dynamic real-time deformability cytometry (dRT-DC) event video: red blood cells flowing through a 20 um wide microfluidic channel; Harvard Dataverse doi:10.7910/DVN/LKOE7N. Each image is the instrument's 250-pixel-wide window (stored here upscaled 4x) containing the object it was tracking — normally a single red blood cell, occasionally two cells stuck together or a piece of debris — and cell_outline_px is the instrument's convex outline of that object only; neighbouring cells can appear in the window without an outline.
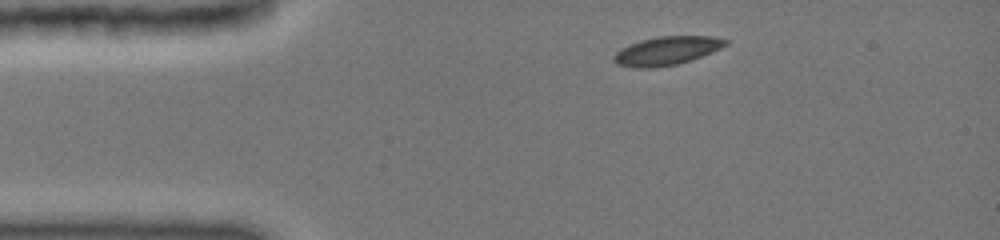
{"species": "common noctule bat (a hibernating species)", "species_latin": "Nyctalus noctula", "temperature_condition": "cold", "stored_images_in_passage": 4, "camera_frame_rate_fps": 3000, "um_per_image_px": 0.085, "animal": {"sex": "female", "body_mass_g": 19.0, "forearm_length_mm": 51.5}, "frame": {"image": 1, "passage_image": 1, "time_ms": 0.0, "image_size_px": [1000, 240], "cell_outline_px": [[728, 44], [720, 48], [700, 56], [676, 64], [648, 68], [640, 68], [616, 64], [612, 60], [612, 56], [616, 52], [640, 40], [660, 36], [712, 36], [728, 40]], "centroid_in_image_um": [56.65, 4.3], "position_along_channel_um": 28.3, "area_um2": 18.15}}
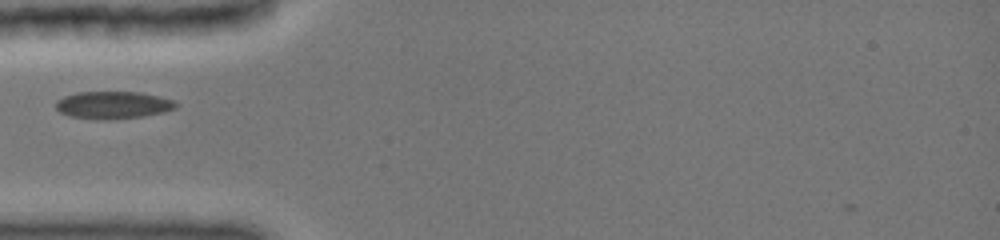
{"frame": {"image": 2, "passage_image": 3, "time_ms": 2.333, "image_size_px": [1000, 240], "cell_outline_px": [[176, 108], [160, 112], [140, 116], [72, 116], [60, 112], [56, 108], [56, 100], [64, 96], [76, 92], [136, 92], [156, 96], [172, 100], [176, 104]], "centroid_in_image_um": [9.57, 8.86], "position_along_channel_um": 75.4, "area_um2": 17.69}}
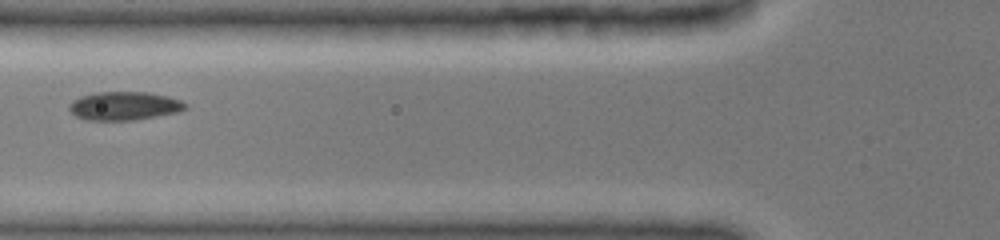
{"frame": {"image": 3, "passage_image": 4, "time_ms": 3.333, "image_size_px": [1000, 240], "cell_outline_px": [[184, 108], [176, 112], [132, 120], [84, 120], [76, 116], [68, 108], [72, 100], [80, 96], [96, 92], [148, 92], [180, 100], [184, 104]], "centroid_in_image_um": [10.46, 9.0], "position_along_channel_um": 115.3, "area_um2": 18.9}}